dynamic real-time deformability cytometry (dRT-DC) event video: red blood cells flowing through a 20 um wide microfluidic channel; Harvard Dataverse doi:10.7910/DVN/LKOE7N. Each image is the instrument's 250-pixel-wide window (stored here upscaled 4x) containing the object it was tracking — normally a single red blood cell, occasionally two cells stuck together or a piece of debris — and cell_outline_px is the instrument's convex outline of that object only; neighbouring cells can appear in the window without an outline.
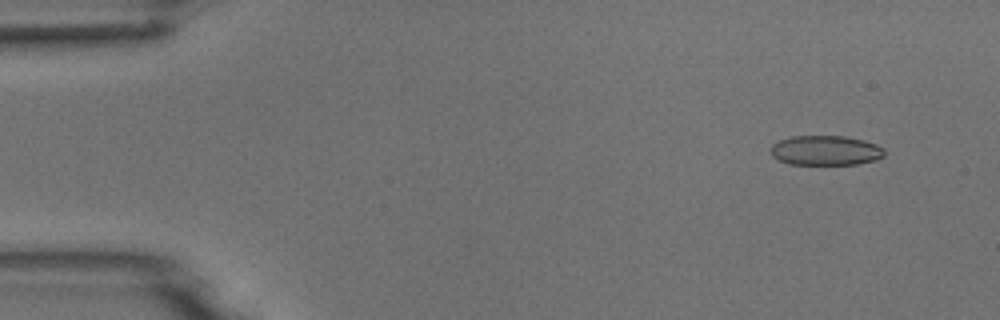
{"species": "common noctule bat (a hibernating species)", "species_latin": "Nyctalus noctula", "temperature_condition": "room temperature", "stored_images_in_passage": 6, "segment_of_instrument_passage": [2, 2], "camera_frame_rate_fps": 3000, "um_per_image_px": 0.085, "animal": {"sex": "male", "body_mass_g": 18.8}, "frame": {"image": 1, "passage_image": 6, "time_ms": 1.667, "image_size_px": [1000, 320], "cell_outline_px": [[884, 156], [876, 160], [856, 164], [788, 164], [772, 156], [772, 144], [788, 136], [844, 136], [864, 140], [876, 144], [884, 148]], "centroid_in_image_um": [70.19, 12.78], "position_along_channel_um": 14.8, "area_um2": 19.71}}